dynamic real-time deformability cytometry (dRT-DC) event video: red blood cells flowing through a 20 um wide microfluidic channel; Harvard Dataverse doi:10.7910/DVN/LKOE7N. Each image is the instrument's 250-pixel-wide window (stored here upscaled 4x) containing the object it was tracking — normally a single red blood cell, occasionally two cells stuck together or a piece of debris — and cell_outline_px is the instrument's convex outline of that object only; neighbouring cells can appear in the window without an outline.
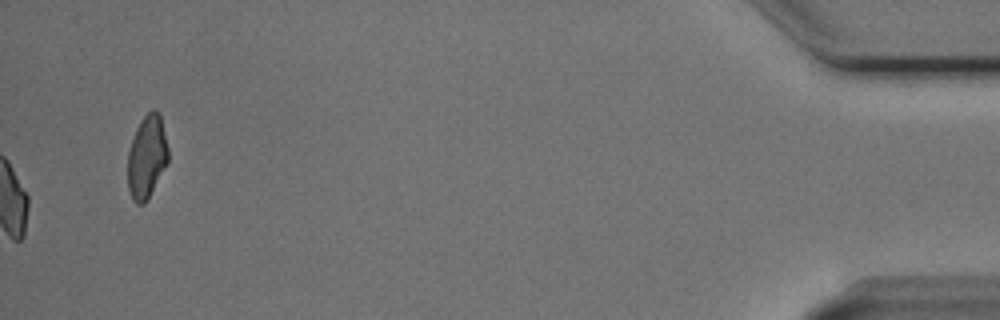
{"species": "Egyptian fruit bat (a non-hibernating species)", "species_latin": "Rousettus aegyptiacus", "temperature_condition": "cold", "stored_images_in_passage": 55, "camera_frame_rate_fps": 3000, "um_per_image_px": 0.085, "animal": {"sex": "male"}, "frame": {"image": 1, "passage_image": 55, "time_ms": 18.0, "image_size_px": [1000, 320], "cell_outline_px": [[168, 164], [144, 204], [136, 204], [132, 200], [128, 188], [128, 152], [136, 128], [140, 120], [152, 108], [160, 116], [168, 148]], "centroid_in_image_um": [12.48, 13.36], "position_along_channel_um": 422.7, "area_um2": 19.48}, "authors_computed_cell_mechanics": {"area_um2": 18.4382, "velocity_mm_per_s": 3.7673, "shape_relaxation_time_tau1_ms": 6.3335, "shape_relaxation_time_tau2_ms": 1.6513, "deformation_change_tau1": 0.1186, "deformation_change_tau2": 0.0717}}